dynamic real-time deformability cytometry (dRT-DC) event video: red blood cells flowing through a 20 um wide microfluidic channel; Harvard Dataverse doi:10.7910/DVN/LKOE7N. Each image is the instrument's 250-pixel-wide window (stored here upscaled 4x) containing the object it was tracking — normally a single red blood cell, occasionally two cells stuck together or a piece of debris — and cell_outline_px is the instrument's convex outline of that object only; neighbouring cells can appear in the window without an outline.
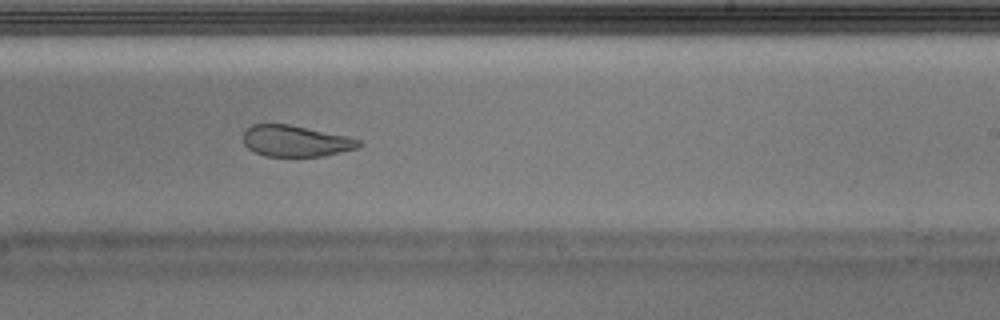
{"species": "Egyptian fruit bat (a non-hibernating species)", "species_latin": "Rousettus aegyptiacus", "temperature_condition": "warm", "stored_images_in_passage": 31, "camera_frame_rate_fps": 3000, "um_per_image_px": 0.085, "animal": {"sex": "male"}, "frame": {"image": 1, "passage_image": 14, "time_ms": 4.333, "image_size_px": [1000, 320], "cell_outline_px": [[364, 144], [356, 148], [324, 156], [264, 156], [248, 148], [244, 144], [244, 132], [252, 124], [288, 124], [348, 136], [360, 140]], "centroid_in_image_um": [25.15, 11.98], "position_along_channel_um": 263.9, "area_um2": 20.92}}
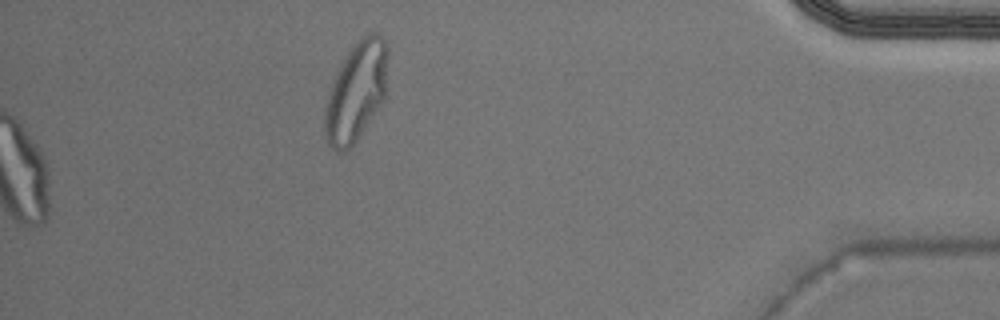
{"frame": {"image": 2, "passage_image": 31, "time_ms": 10.0, "image_size_px": [1000, 320], "cell_outline_px": [[388, 56], [384, 100], [356, 140], [344, 152], [336, 152], [328, 144], [324, 132], [324, 108], [328, 92], [348, 52], [360, 36], [368, 32], [376, 32], [384, 40], [388, 48]], "centroid_in_image_um": [30.27, 7.78], "position_along_channel_um": 404.9, "area_um2": 36.24}}